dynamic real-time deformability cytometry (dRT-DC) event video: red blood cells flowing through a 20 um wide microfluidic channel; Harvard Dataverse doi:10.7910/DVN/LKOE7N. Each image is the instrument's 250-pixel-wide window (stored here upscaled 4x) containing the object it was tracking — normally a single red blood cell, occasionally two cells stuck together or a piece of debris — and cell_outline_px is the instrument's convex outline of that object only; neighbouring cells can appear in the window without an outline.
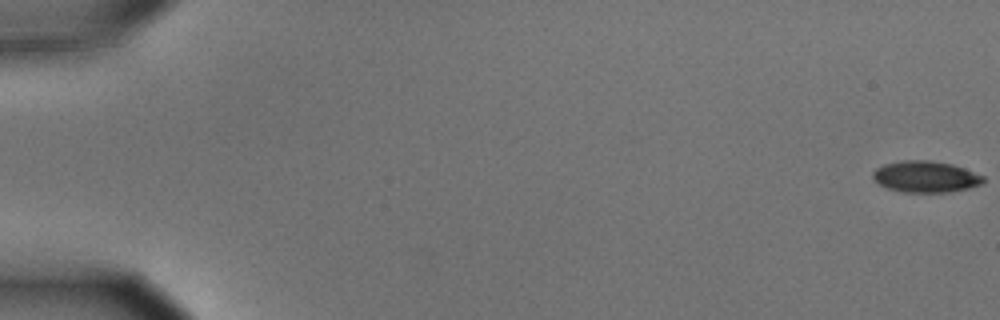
{"species": "common noctule bat (a hibernating species)", "species_latin": "Nyctalus noctula", "temperature_condition": "cold", "stored_images_in_passage": 58, "camera_frame_rate_fps": 3000, "um_per_image_px": 0.085, "animal": {"sex": "male", "body_mass_g": 15.6}, "frame": {"image": 1, "passage_image": 1, "time_ms": 0.0, "image_size_px": [1000, 320], "cell_outline_px": [[984, 184], [968, 188], [948, 192], [904, 192], [888, 188], [872, 180], [872, 172], [876, 168], [884, 164], [904, 160], [928, 160], [952, 164], [964, 168], [984, 176]], "centroid_in_image_um": [78.67, 15.02], "position_along_channel_um": 6.3, "area_um2": 20.23}}
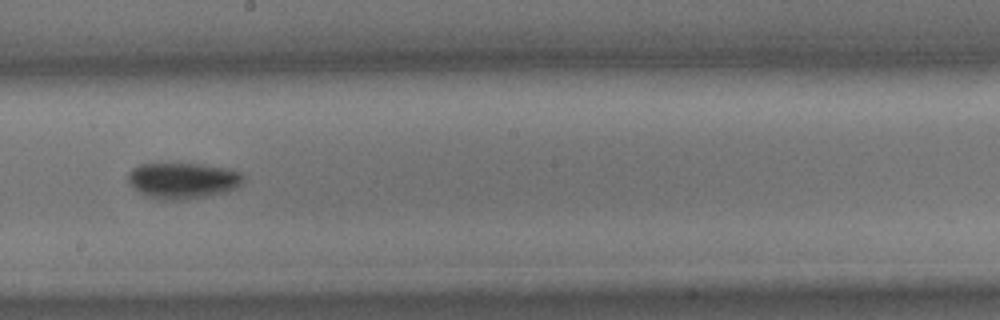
{"frame": {"image": 2, "passage_image": 34, "time_ms": 11.0, "image_size_px": [1000, 320], "cell_outline_px": [[244, 180], [236, 188], [228, 192], [208, 196], [184, 200], [156, 200], [140, 192], [128, 184], [128, 172], [132, 168], [140, 164], [200, 164], [228, 168], [240, 172], [244, 176]], "centroid_in_image_um": [15.55, 15.36], "position_along_channel_um": 232.7, "area_um2": 24.45}}
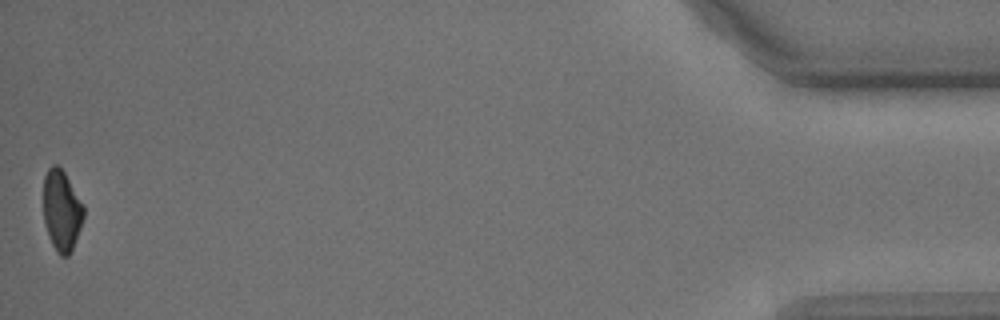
{"frame": {"image": 3, "passage_image": 58, "time_ms": 19.0, "image_size_px": [1000, 320], "cell_outline_px": [[84, 216], [72, 252], [68, 256], [60, 256], [52, 244], [44, 220], [44, 176], [48, 168], [52, 164], [56, 164], [64, 172], [84, 204]], "centroid_in_image_um": [5.26, 17.89], "position_along_channel_um": 429.9, "area_um2": 18.9}, "authors_computed_cell_mechanics": {"area_um2": 21.7906, "velocity_mm_per_s": 3.5423, "shape_relaxation_time_tau1_ms": 3.01, "shape_relaxation_time_tau2_ms": null, "deformation_change_tau1": 0.1044, "deformation_change_tau2": null}}